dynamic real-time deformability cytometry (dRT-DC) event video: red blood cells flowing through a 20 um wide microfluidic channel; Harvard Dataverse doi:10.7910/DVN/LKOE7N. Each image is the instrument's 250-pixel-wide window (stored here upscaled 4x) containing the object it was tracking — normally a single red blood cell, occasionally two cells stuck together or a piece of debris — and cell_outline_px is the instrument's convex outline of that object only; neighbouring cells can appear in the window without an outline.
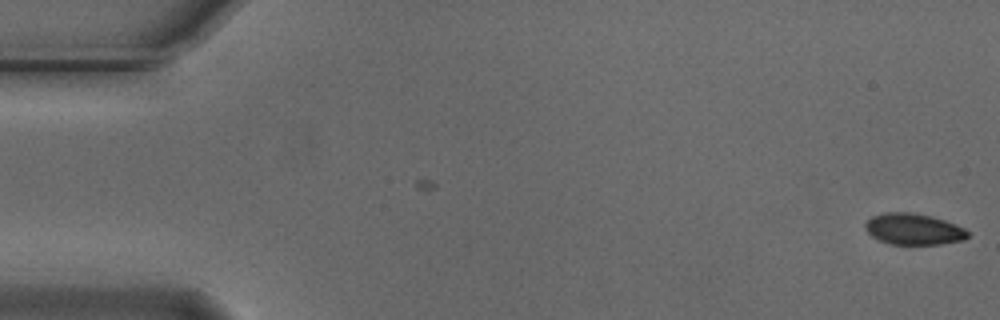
{"species": "Egyptian fruit bat (a non-hibernating species)", "species_latin": "Rousettus aegyptiacus", "temperature_condition": "cold", "stored_images_in_passage": 6, "camera_frame_rate_fps": 3000, "um_per_image_px": 0.085, "animal": {"sex": "male"}, "frame": {"image": 1, "passage_image": 6, "time_ms": 1.667, "image_size_px": [1000, 320], "cell_outline_px": [[968, 236], [964, 240], [940, 244], [892, 244], [880, 240], [872, 236], [864, 228], [864, 224], [872, 216], [884, 212], [912, 212], [932, 216], [944, 220], [964, 228], [968, 232]], "centroid_in_image_um": [77.64, 19.46], "position_along_channel_um": 7.4, "area_um2": 18.61}}